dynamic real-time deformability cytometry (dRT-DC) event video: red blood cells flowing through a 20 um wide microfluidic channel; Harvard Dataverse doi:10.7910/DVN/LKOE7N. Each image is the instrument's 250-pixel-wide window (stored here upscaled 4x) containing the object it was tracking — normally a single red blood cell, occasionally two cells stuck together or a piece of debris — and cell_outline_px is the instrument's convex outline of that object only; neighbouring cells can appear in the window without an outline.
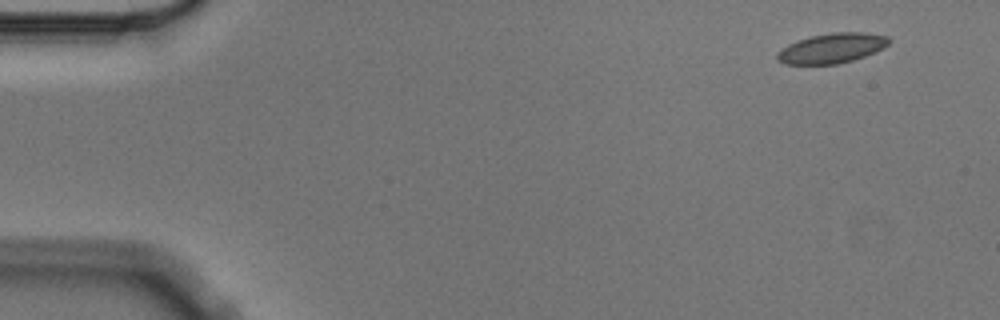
{"species": "Egyptian fruit bat (a non-hibernating species)", "species_latin": "Rousettus aegyptiacus", "temperature_condition": "cold", "stored_images_in_passage": 3, "segment_of_instrument_passage": [2, 2], "camera_frame_rate_fps": 3000, "um_per_image_px": 0.085, "animal": {"sex": "male"}, "frame": {"image": 1, "passage_image": 3, "time_ms": 0.667, "image_size_px": [1000, 320], "cell_outline_px": [[888, 44], [884, 48], [864, 56], [852, 60], [836, 64], [784, 64], [776, 60], [776, 52], [788, 44], [796, 40], [812, 36], [832, 32], [864, 32], [888, 36]], "centroid_in_image_um": [70.66, 4.09], "position_along_channel_um": 14.3, "area_um2": 19.48}}